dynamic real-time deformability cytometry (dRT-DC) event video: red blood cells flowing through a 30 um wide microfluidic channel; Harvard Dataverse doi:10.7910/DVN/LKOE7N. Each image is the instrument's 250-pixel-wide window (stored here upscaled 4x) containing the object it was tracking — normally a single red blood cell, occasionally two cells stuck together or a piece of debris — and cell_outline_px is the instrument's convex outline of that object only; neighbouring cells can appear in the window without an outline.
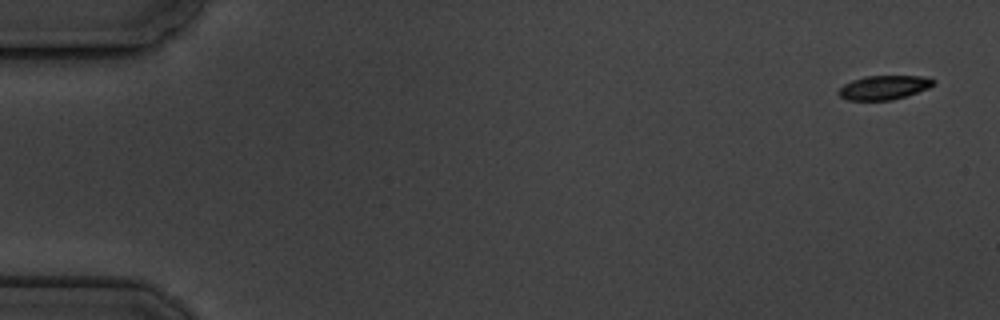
{"species": "common noctule bat (a hibernating species)", "species_latin": "Nyctalus noctula", "temperature_condition": "cold", "stored_images_in_passage": 5, "camera_frame_rate_fps": 3000, "um_per_image_px": 0.085, "animal": {"sex": "male", "body_mass_g": 19.5, "forearm_length_mm": 54.6}, "frame": {"image": 1, "passage_image": 1, "time_ms": 0.0, "image_size_px": [1000, 320], "cell_outline_px": [[936, 84], [928, 88], [892, 100], [848, 100], [840, 96], [836, 92], [844, 84], [852, 80], [864, 76], [928, 76], [936, 80]], "centroid_in_image_um": [75.15, 7.42], "position_along_channel_um": 9.9, "area_um2": 13.35}}
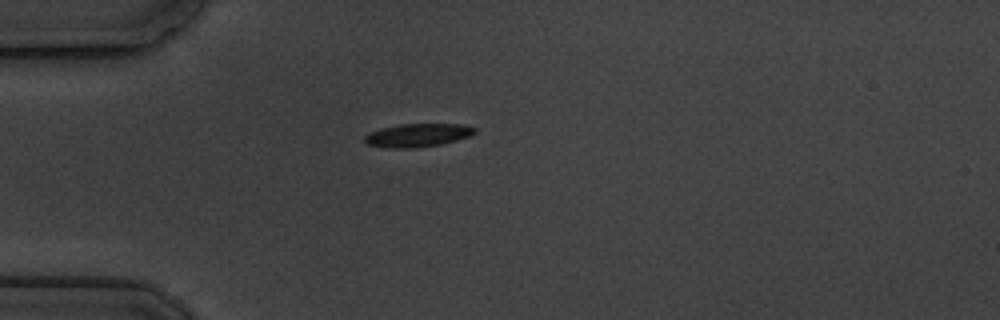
{"frame": {"image": 2, "passage_image": 5, "time_ms": 4.667, "image_size_px": [1000, 320], "cell_outline_px": [[476, 132], [472, 136], [440, 144], [416, 148], [388, 148], [364, 144], [364, 136], [380, 128], [400, 124], [460, 124], [476, 128]], "centroid_in_image_um": [35.49, 11.5], "position_along_channel_um": 49.5, "area_um2": 15.03}}